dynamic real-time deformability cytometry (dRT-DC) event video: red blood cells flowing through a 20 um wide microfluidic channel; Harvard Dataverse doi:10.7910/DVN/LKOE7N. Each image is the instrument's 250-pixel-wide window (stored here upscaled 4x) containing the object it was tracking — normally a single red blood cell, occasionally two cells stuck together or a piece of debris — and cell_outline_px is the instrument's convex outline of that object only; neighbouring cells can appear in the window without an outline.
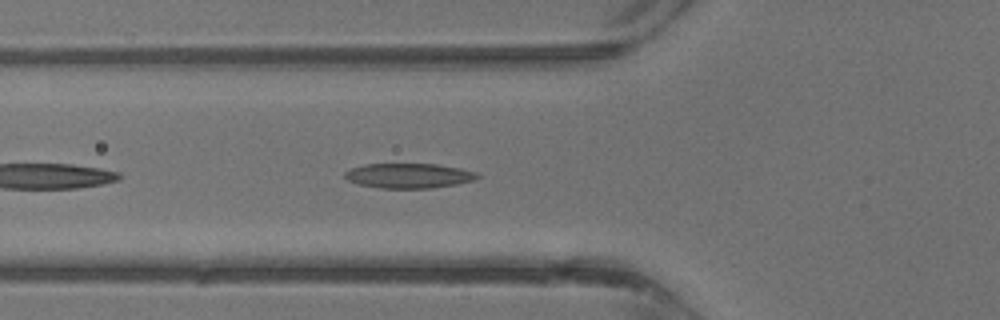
{"species": "common noctule bat (a hibernating species)", "species_latin": "Nyctalus noctula", "temperature_condition": "warm", "stored_images_in_passage": 25, "camera_frame_rate_fps": 3000, "um_per_image_px": 0.085, "animal": {"sex": "male", "body_mass_g": 13.3}, "frame": {"image": 1, "passage_image": 13, "time_ms": 4.0, "image_size_px": [1000, 320], "cell_outline_px": [[480, 176], [472, 180], [456, 184], [432, 188], [380, 188], [360, 184], [348, 180], [344, 176], [344, 172], [352, 168], [364, 164], [436, 164], [460, 168], [476, 172]], "centroid_in_image_um": [34.73, 14.93], "position_along_channel_um": 91.1, "area_um2": 19.02}}
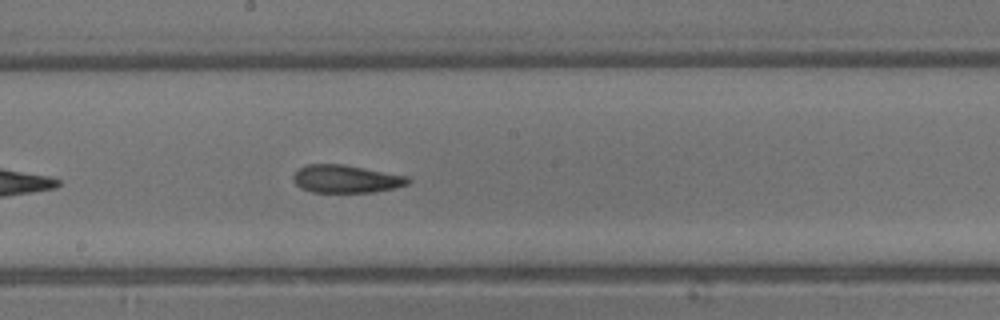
{"frame": {"image": 2, "passage_image": 20, "time_ms": 6.333, "image_size_px": [1000, 320], "cell_outline_px": [[412, 180], [408, 184], [392, 188], [372, 192], [312, 192], [300, 188], [292, 180], [292, 176], [300, 168], [308, 164], [344, 164], [412, 176]], "centroid_in_image_um": [29.45, 15.2], "position_along_channel_um": 218.7, "area_um2": 18.84}}
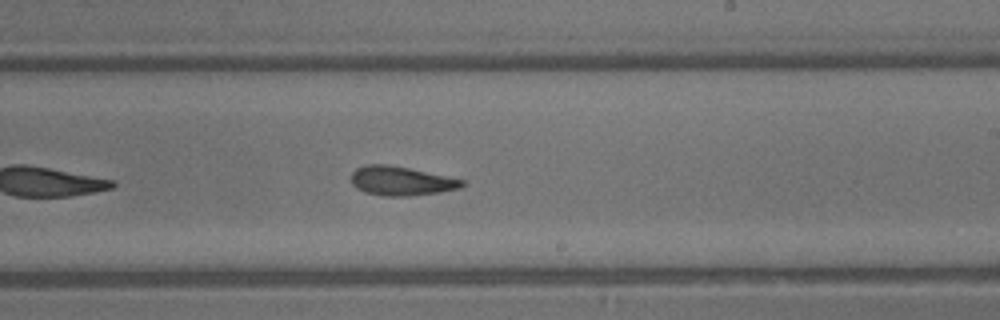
{"frame": {"image": 3, "passage_image": 22, "time_ms": 7.0, "image_size_px": [1000, 320], "cell_outline_px": [[464, 184], [460, 188], [436, 192], [408, 196], [380, 196], [364, 192], [356, 188], [352, 184], [352, 172], [356, 168], [364, 164], [388, 164], [408, 168], [464, 180]], "centroid_in_image_um": [34.03, 15.38], "position_along_channel_um": 255.0, "area_um2": 18.67}}